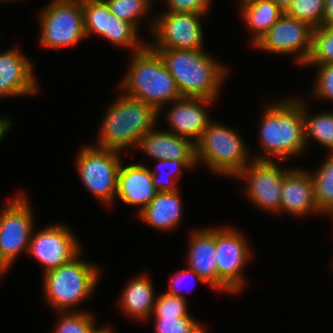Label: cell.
Returning <instances> with one entry per match:
<instances>
[{"label": "cell", "mask_w": 333, "mask_h": 333, "mask_svg": "<svg viewBox=\"0 0 333 333\" xmlns=\"http://www.w3.org/2000/svg\"><path fill=\"white\" fill-rule=\"evenodd\" d=\"M288 98L270 103L266 109H263L264 112L258 122V138L262 154H254V160L288 161L307 149L302 98L301 100L297 97Z\"/></svg>", "instance_id": "6da1fadb"}, {"label": "cell", "mask_w": 333, "mask_h": 333, "mask_svg": "<svg viewBox=\"0 0 333 333\" xmlns=\"http://www.w3.org/2000/svg\"><path fill=\"white\" fill-rule=\"evenodd\" d=\"M162 58L182 97L216 101L229 68L204 49H152ZM228 68V69H227Z\"/></svg>", "instance_id": "7a4b0ae2"}, {"label": "cell", "mask_w": 333, "mask_h": 333, "mask_svg": "<svg viewBox=\"0 0 333 333\" xmlns=\"http://www.w3.org/2000/svg\"><path fill=\"white\" fill-rule=\"evenodd\" d=\"M108 105L101 120L96 147L122 153L136 148L140 139L158 127L159 112L151 105L126 95L120 90L119 98Z\"/></svg>", "instance_id": "3957f363"}, {"label": "cell", "mask_w": 333, "mask_h": 333, "mask_svg": "<svg viewBox=\"0 0 333 333\" xmlns=\"http://www.w3.org/2000/svg\"><path fill=\"white\" fill-rule=\"evenodd\" d=\"M118 87L126 95L153 106L159 114L166 105L182 98L162 58L148 45L133 53Z\"/></svg>", "instance_id": "277c9868"}, {"label": "cell", "mask_w": 333, "mask_h": 333, "mask_svg": "<svg viewBox=\"0 0 333 333\" xmlns=\"http://www.w3.org/2000/svg\"><path fill=\"white\" fill-rule=\"evenodd\" d=\"M81 254L42 274L44 297L56 312L81 311L77 306L88 300L98 286L101 268L81 259Z\"/></svg>", "instance_id": "5b68a950"}, {"label": "cell", "mask_w": 333, "mask_h": 333, "mask_svg": "<svg viewBox=\"0 0 333 333\" xmlns=\"http://www.w3.org/2000/svg\"><path fill=\"white\" fill-rule=\"evenodd\" d=\"M197 165L201 163L215 175L234 178L254 158L235 129L213 121L195 143Z\"/></svg>", "instance_id": "8992f818"}, {"label": "cell", "mask_w": 333, "mask_h": 333, "mask_svg": "<svg viewBox=\"0 0 333 333\" xmlns=\"http://www.w3.org/2000/svg\"><path fill=\"white\" fill-rule=\"evenodd\" d=\"M121 152L91 145L80 148L75 157L76 171L85 188L103 205L116 200Z\"/></svg>", "instance_id": "52a82bcc"}, {"label": "cell", "mask_w": 333, "mask_h": 333, "mask_svg": "<svg viewBox=\"0 0 333 333\" xmlns=\"http://www.w3.org/2000/svg\"><path fill=\"white\" fill-rule=\"evenodd\" d=\"M39 12L43 48H72L86 38L82 0H52Z\"/></svg>", "instance_id": "ba28073f"}, {"label": "cell", "mask_w": 333, "mask_h": 333, "mask_svg": "<svg viewBox=\"0 0 333 333\" xmlns=\"http://www.w3.org/2000/svg\"><path fill=\"white\" fill-rule=\"evenodd\" d=\"M242 232L234 227H216L217 290L232 294L245 286L244 269L252 258V250Z\"/></svg>", "instance_id": "9c48e42d"}, {"label": "cell", "mask_w": 333, "mask_h": 333, "mask_svg": "<svg viewBox=\"0 0 333 333\" xmlns=\"http://www.w3.org/2000/svg\"><path fill=\"white\" fill-rule=\"evenodd\" d=\"M206 14L162 12L149 23L152 32L147 45L151 49H205L201 19Z\"/></svg>", "instance_id": "30bf717a"}, {"label": "cell", "mask_w": 333, "mask_h": 333, "mask_svg": "<svg viewBox=\"0 0 333 333\" xmlns=\"http://www.w3.org/2000/svg\"><path fill=\"white\" fill-rule=\"evenodd\" d=\"M6 203L0 211V251L14 265L28 251L35 217L24 192L13 195Z\"/></svg>", "instance_id": "8fae6325"}, {"label": "cell", "mask_w": 333, "mask_h": 333, "mask_svg": "<svg viewBox=\"0 0 333 333\" xmlns=\"http://www.w3.org/2000/svg\"><path fill=\"white\" fill-rule=\"evenodd\" d=\"M280 161L253 160L234 179L246 181L243 190L250 203L271 213H280L281 186L284 174L290 169Z\"/></svg>", "instance_id": "7c38bea8"}, {"label": "cell", "mask_w": 333, "mask_h": 333, "mask_svg": "<svg viewBox=\"0 0 333 333\" xmlns=\"http://www.w3.org/2000/svg\"><path fill=\"white\" fill-rule=\"evenodd\" d=\"M313 29L309 23L284 13L252 46L264 52L293 54V62L302 67L311 53Z\"/></svg>", "instance_id": "4fadbf2b"}, {"label": "cell", "mask_w": 333, "mask_h": 333, "mask_svg": "<svg viewBox=\"0 0 333 333\" xmlns=\"http://www.w3.org/2000/svg\"><path fill=\"white\" fill-rule=\"evenodd\" d=\"M82 251L80 242L70 228L61 223L33 230L28 255L41 264L43 274L67 264Z\"/></svg>", "instance_id": "5bb4252c"}, {"label": "cell", "mask_w": 333, "mask_h": 333, "mask_svg": "<svg viewBox=\"0 0 333 333\" xmlns=\"http://www.w3.org/2000/svg\"><path fill=\"white\" fill-rule=\"evenodd\" d=\"M214 100L205 98L182 97L166 107V122L168 132L191 139L196 143L208 126L213 122L207 107Z\"/></svg>", "instance_id": "9a60e30c"}, {"label": "cell", "mask_w": 333, "mask_h": 333, "mask_svg": "<svg viewBox=\"0 0 333 333\" xmlns=\"http://www.w3.org/2000/svg\"><path fill=\"white\" fill-rule=\"evenodd\" d=\"M33 62L17 48L0 53V98L32 96L39 91Z\"/></svg>", "instance_id": "2e32d148"}, {"label": "cell", "mask_w": 333, "mask_h": 333, "mask_svg": "<svg viewBox=\"0 0 333 333\" xmlns=\"http://www.w3.org/2000/svg\"><path fill=\"white\" fill-rule=\"evenodd\" d=\"M283 212L298 218L311 213L321 216L315 202L312 177L305 168L291 167L284 174L280 203V213Z\"/></svg>", "instance_id": "e0dca14e"}, {"label": "cell", "mask_w": 333, "mask_h": 333, "mask_svg": "<svg viewBox=\"0 0 333 333\" xmlns=\"http://www.w3.org/2000/svg\"><path fill=\"white\" fill-rule=\"evenodd\" d=\"M187 265L217 290L216 227L193 229L188 237Z\"/></svg>", "instance_id": "ac0fdd59"}, {"label": "cell", "mask_w": 333, "mask_h": 333, "mask_svg": "<svg viewBox=\"0 0 333 333\" xmlns=\"http://www.w3.org/2000/svg\"><path fill=\"white\" fill-rule=\"evenodd\" d=\"M123 164L118 173L116 198L125 204L140 206L139 214L158 192L153 185L150 168L141 163Z\"/></svg>", "instance_id": "d6986e66"}, {"label": "cell", "mask_w": 333, "mask_h": 333, "mask_svg": "<svg viewBox=\"0 0 333 333\" xmlns=\"http://www.w3.org/2000/svg\"><path fill=\"white\" fill-rule=\"evenodd\" d=\"M136 148L153 160H196V146L191 139L156 127L140 139Z\"/></svg>", "instance_id": "ffe728a7"}, {"label": "cell", "mask_w": 333, "mask_h": 333, "mask_svg": "<svg viewBox=\"0 0 333 333\" xmlns=\"http://www.w3.org/2000/svg\"><path fill=\"white\" fill-rule=\"evenodd\" d=\"M119 297V308L136 321H149L156 302V294L150 277L146 274L131 279Z\"/></svg>", "instance_id": "44dd1931"}, {"label": "cell", "mask_w": 333, "mask_h": 333, "mask_svg": "<svg viewBox=\"0 0 333 333\" xmlns=\"http://www.w3.org/2000/svg\"><path fill=\"white\" fill-rule=\"evenodd\" d=\"M183 204L179 190L158 192L155 198L138 214L153 229L161 231L175 230L181 223Z\"/></svg>", "instance_id": "7402d4cb"}, {"label": "cell", "mask_w": 333, "mask_h": 333, "mask_svg": "<svg viewBox=\"0 0 333 333\" xmlns=\"http://www.w3.org/2000/svg\"><path fill=\"white\" fill-rule=\"evenodd\" d=\"M242 21L253 34L254 45L285 13L272 0H238Z\"/></svg>", "instance_id": "603a6c76"}, {"label": "cell", "mask_w": 333, "mask_h": 333, "mask_svg": "<svg viewBox=\"0 0 333 333\" xmlns=\"http://www.w3.org/2000/svg\"><path fill=\"white\" fill-rule=\"evenodd\" d=\"M308 104L302 99V115L304 121V138L307 148L310 139L333 153V114L331 111L309 114Z\"/></svg>", "instance_id": "cb8c5ba5"}, {"label": "cell", "mask_w": 333, "mask_h": 333, "mask_svg": "<svg viewBox=\"0 0 333 333\" xmlns=\"http://www.w3.org/2000/svg\"><path fill=\"white\" fill-rule=\"evenodd\" d=\"M317 169L314 172L309 170L316 206L322 215L329 216L333 212V153L327 154Z\"/></svg>", "instance_id": "d4e9b609"}, {"label": "cell", "mask_w": 333, "mask_h": 333, "mask_svg": "<svg viewBox=\"0 0 333 333\" xmlns=\"http://www.w3.org/2000/svg\"><path fill=\"white\" fill-rule=\"evenodd\" d=\"M155 161L158 162V164L155 170H150V172L152 174L153 185L157 192H173L179 190L177 182H179V176L182 175V170L193 169L197 166L196 160Z\"/></svg>", "instance_id": "484cf974"}, {"label": "cell", "mask_w": 333, "mask_h": 333, "mask_svg": "<svg viewBox=\"0 0 333 333\" xmlns=\"http://www.w3.org/2000/svg\"><path fill=\"white\" fill-rule=\"evenodd\" d=\"M139 31L129 22L119 19L115 14H109L108 32L101 37L113 46L130 49L132 52L141 51L147 43L139 38Z\"/></svg>", "instance_id": "4316f807"}, {"label": "cell", "mask_w": 333, "mask_h": 333, "mask_svg": "<svg viewBox=\"0 0 333 333\" xmlns=\"http://www.w3.org/2000/svg\"><path fill=\"white\" fill-rule=\"evenodd\" d=\"M82 8L86 38L90 34L101 37L108 32L111 11L105 0H82Z\"/></svg>", "instance_id": "83f0119b"}, {"label": "cell", "mask_w": 333, "mask_h": 333, "mask_svg": "<svg viewBox=\"0 0 333 333\" xmlns=\"http://www.w3.org/2000/svg\"><path fill=\"white\" fill-rule=\"evenodd\" d=\"M333 64V28L315 27L312 33V49L306 66Z\"/></svg>", "instance_id": "f1b7e54d"}, {"label": "cell", "mask_w": 333, "mask_h": 333, "mask_svg": "<svg viewBox=\"0 0 333 333\" xmlns=\"http://www.w3.org/2000/svg\"><path fill=\"white\" fill-rule=\"evenodd\" d=\"M111 13L119 19L131 23L138 31L140 20L152 10L147 0H105Z\"/></svg>", "instance_id": "f546056e"}, {"label": "cell", "mask_w": 333, "mask_h": 333, "mask_svg": "<svg viewBox=\"0 0 333 333\" xmlns=\"http://www.w3.org/2000/svg\"><path fill=\"white\" fill-rule=\"evenodd\" d=\"M59 314L53 333H89L95 323L88 311L55 312Z\"/></svg>", "instance_id": "4dcf8cb0"}, {"label": "cell", "mask_w": 333, "mask_h": 333, "mask_svg": "<svg viewBox=\"0 0 333 333\" xmlns=\"http://www.w3.org/2000/svg\"><path fill=\"white\" fill-rule=\"evenodd\" d=\"M325 0H292L285 13L309 23L313 28L322 26Z\"/></svg>", "instance_id": "1f68e13d"}, {"label": "cell", "mask_w": 333, "mask_h": 333, "mask_svg": "<svg viewBox=\"0 0 333 333\" xmlns=\"http://www.w3.org/2000/svg\"><path fill=\"white\" fill-rule=\"evenodd\" d=\"M186 298L163 292L157 296L153 313L150 317H188Z\"/></svg>", "instance_id": "d6a6232c"}, {"label": "cell", "mask_w": 333, "mask_h": 333, "mask_svg": "<svg viewBox=\"0 0 333 333\" xmlns=\"http://www.w3.org/2000/svg\"><path fill=\"white\" fill-rule=\"evenodd\" d=\"M154 320V333H191L199 323L191 314L188 317H150Z\"/></svg>", "instance_id": "836d02e7"}, {"label": "cell", "mask_w": 333, "mask_h": 333, "mask_svg": "<svg viewBox=\"0 0 333 333\" xmlns=\"http://www.w3.org/2000/svg\"><path fill=\"white\" fill-rule=\"evenodd\" d=\"M315 66L317 70L312 88L313 96L333 102V64Z\"/></svg>", "instance_id": "e575fe53"}, {"label": "cell", "mask_w": 333, "mask_h": 333, "mask_svg": "<svg viewBox=\"0 0 333 333\" xmlns=\"http://www.w3.org/2000/svg\"><path fill=\"white\" fill-rule=\"evenodd\" d=\"M167 5L163 12L208 14L214 0H165Z\"/></svg>", "instance_id": "d590c367"}, {"label": "cell", "mask_w": 333, "mask_h": 333, "mask_svg": "<svg viewBox=\"0 0 333 333\" xmlns=\"http://www.w3.org/2000/svg\"><path fill=\"white\" fill-rule=\"evenodd\" d=\"M185 278H189L192 279V281L195 282H200L203 284H207L195 271L186 268L183 270H179L175 273V275L172 276V278L170 279V283H169V289L165 292L174 296H178L181 298H186L182 292H181V287L179 283L184 282ZM191 282V281H190ZM180 287V288H179ZM187 291V290H185ZM185 291L183 293H185Z\"/></svg>", "instance_id": "8d00e7d4"}, {"label": "cell", "mask_w": 333, "mask_h": 333, "mask_svg": "<svg viewBox=\"0 0 333 333\" xmlns=\"http://www.w3.org/2000/svg\"><path fill=\"white\" fill-rule=\"evenodd\" d=\"M322 26H333V0H325V11L322 17Z\"/></svg>", "instance_id": "74e56055"}, {"label": "cell", "mask_w": 333, "mask_h": 333, "mask_svg": "<svg viewBox=\"0 0 333 333\" xmlns=\"http://www.w3.org/2000/svg\"><path fill=\"white\" fill-rule=\"evenodd\" d=\"M12 120L7 117L0 116V141L3 140L7 132L12 128Z\"/></svg>", "instance_id": "f35d334b"}, {"label": "cell", "mask_w": 333, "mask_h": 333, "mask_svg": "<svg viewBox=\"0 0 333 333\" xmlns=\"http://www.w3.org/2000/svg\"><path fill=\"white\" fill-rule=\"evenodd\" d=\"M11 266L12 265L7 261V259L2 255L0 251V279L3 276V274L8 272Z\"/></svg>", "instance_id": "ab89813d"}, {"label": "cell", "mask_w": 333, "mask_h": 333, "mask_svg": "<svg viewBox=\"0 0 333 333\" xmlns=\"http://www.w3.org/2000/svg\"><path fill=\"white\" fill-rule=\"evenodd\" d=\"M89 333H115V331L110 326L104 325L98 328L95 324Z\"/></svg>", "instance_id": "60d3db41"}, {"label": "cell", "mask_w": 333, "mask_h": 333, "mask_svg": "<svg viewBox=\"0 0 333 333\" xmlns=\"http://www.w3.org/2000/svg\"><path fill=\"white\" fill-rule=\"evenodd\" d=\"M276 5H278L283 11L291 5L292 0H272Z\"/></svg>", "instance_id": "b9f144b4"}, {"label": "cell", "mask_w": 333, "mask_h": 333, "mask_svg": "<svg viewBox=\"0 0 333 333\" xmlns=\"http://www.w3.org/2000/svg\"><path fill=\"white\" fill-rule=\"evenodd\" d=\"M191 333H208L201 323H198Z\"/></svg>", "instance_id": "7bdbcfd3"}, {"label": "cell", "mask_w": 333, "mask_h": 333, "mask_svg": "<svg viewBox=\"0 0 333 333\" xmlns=\"http://www.w3.org/2000/svg\"><path fill=\"white\" fill-rule=\"evenodd\" d=\"M0 1H1V2H3V1H4V2H6V1H8V2H10V1H14V2H16V1H17V2H18V1H24V0H0Z\"/></svg>", "instance_id": "ee69618b"}, {"label": "cell", "mask_w": 333, "mask_h": 333, "mask_svg": "<svg viewBox=\"0 0 333 333\" xmlns=\"http://www.w3.org/2000/svg\"><path fill=\"white\" fill-rule=\"evenodd\" d=\"M147 1H148L151 5H153V4H152V3H153L152 1H154V0H147Z\"/></svg>", "instance_id": "f6af8a7d"}, {"label": "cell", "mask_w": 333, "mask_h": 333, "mask_svg": "<svg viewBox=\"0 0 333 333\" xmlns=\"http://www.w3.org/2000/svg\"><path fill=\"white\" fill-rule=\"evenodd\" d=\"M329 216L333 219V212Z\"/></svg>", "instance_id": "bcb514c9"}]
</instances>
